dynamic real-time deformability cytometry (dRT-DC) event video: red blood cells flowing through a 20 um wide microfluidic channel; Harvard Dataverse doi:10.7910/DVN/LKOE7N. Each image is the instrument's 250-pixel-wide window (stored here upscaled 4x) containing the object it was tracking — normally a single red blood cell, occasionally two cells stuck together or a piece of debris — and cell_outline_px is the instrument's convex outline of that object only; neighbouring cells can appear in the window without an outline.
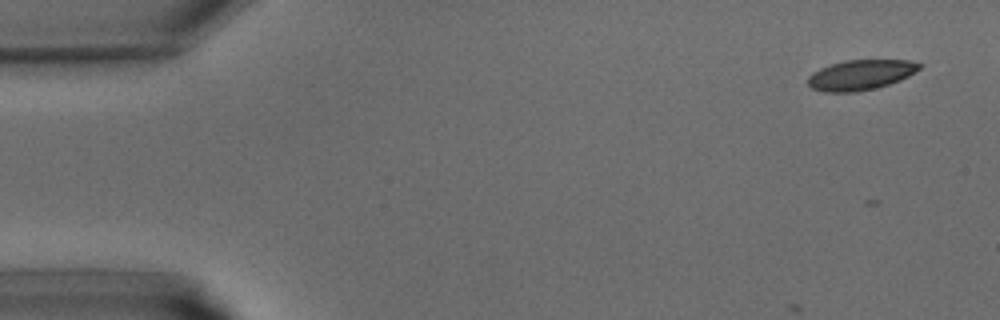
{"species": "common noctule bat (a hibernating species)", "species_latin": "Nyctalus noctula", "temperature_condition": "warm", "stored_images_in_passage": 9, "camera_frame_rate_fps": 3000, "um_per_image_px": 0.085, "animal": {"sex": "male", "body_mass_g": 15.6}, "frame": {"image": 1, "passage_image": 2, "time_ms": 0.333, "image_size_px": [1000, 320], "cell_outline_px": [[924, 64], [920, 68], [908, 76], [900, 80], [876, 88], [856, 92], [824, 92], [812, 88], [808, 84], [808, 76], [812, 72], [820, 68], [844, 60], [908, 60]], "centroid_in_image_um": [73.15, 6.36], "position_along_channel_um": 11.9, "area_um2": 19.59}}